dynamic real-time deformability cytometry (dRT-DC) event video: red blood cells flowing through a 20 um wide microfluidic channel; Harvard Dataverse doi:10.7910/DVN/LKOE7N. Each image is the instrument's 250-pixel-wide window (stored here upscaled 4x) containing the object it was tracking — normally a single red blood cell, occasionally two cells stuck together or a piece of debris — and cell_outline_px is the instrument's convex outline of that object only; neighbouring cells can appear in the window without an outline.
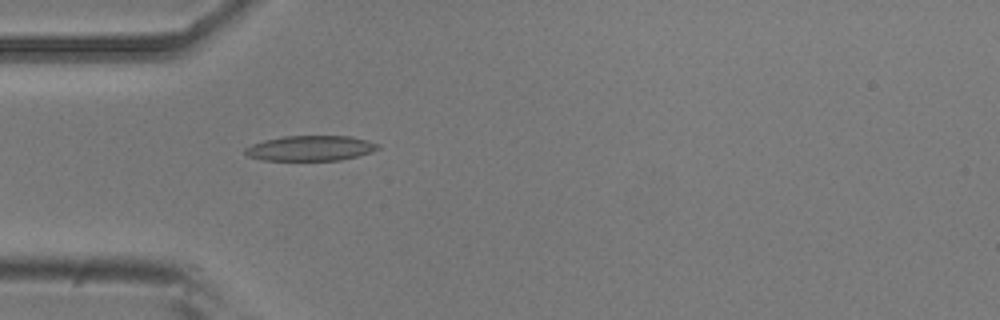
{"species": "common noctule bat (a hibernating species)", "species_latin": "Nyctalus noctula", "temperature_condition": "room temperature", "stored_images_in_passage": 1, "camera_frame_rate_fps": 3000, "um_per_image_px": 0.085, "animal": {"sex": "male", "body_mass_g": 20.5, "forearm_length_mm": 52.5}, "frame": {"image": 1, "passage_image": 1, "time_ms": 0.0, "image_size_px": [1000, 320], "cell_outline_px": [[380, 148], [372, 152], [340, 160], [264, 160], [248, 156], [244, 152], [244, 148], [252, 144], [264, 140], [284, 136], [348, 136], [368, 140], [380, 144]], "centroid_in_image_um": [26.4, 12.59], "position_along_channel_um": 58.6, "area_um2": 19.48}}